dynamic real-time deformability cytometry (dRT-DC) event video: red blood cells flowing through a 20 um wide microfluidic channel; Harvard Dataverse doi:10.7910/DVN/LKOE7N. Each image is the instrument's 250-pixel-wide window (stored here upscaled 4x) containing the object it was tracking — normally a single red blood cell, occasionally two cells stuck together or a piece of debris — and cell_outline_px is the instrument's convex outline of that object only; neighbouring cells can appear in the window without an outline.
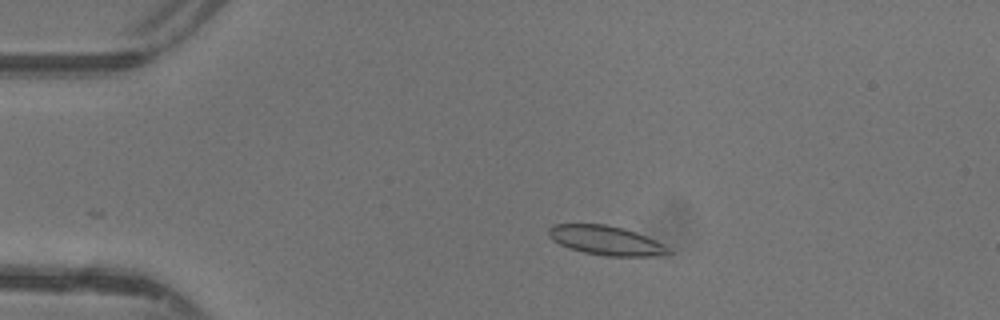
{"species": "common noctule bat (a hibernating species)", "species_latin": "Nyctalus noctula", "temperature_condition": "warm", "stored_images_in_passage": 36, "camera_frame_rate_fps": 3000, "um_per_image_px": 0.085, "animal": {"sex": "female"}, "frame": {"image": 1, "passage_image": 9, "time_ms": 2.667, "image_size_px": [1000, 320], "cell_outline_px": [[672, 252], [652, 256], [604, 256], [584, 252], [568, 248], [552, 240], [548, 236], [548, 228], [552, 224], [604, 224], [624, 228], [636, 232], [664, 244]], "centroid_in_image_um": [51.46, 20.43], "position_along_channel_um": 33.5, "area_um2": 20.4}}
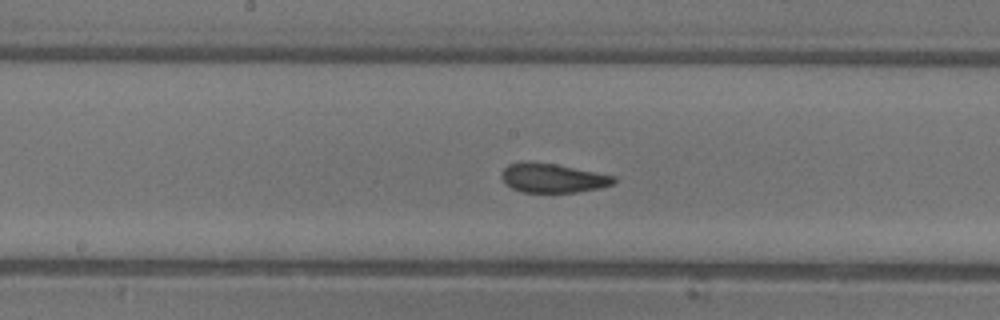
{"frame": {"image": 2, "passage_image": 24, "time_ms": 7.667, "image_size_px": [1000, 320], "cell_outline_px": [[616, 180], [612, 184], [600, 188], [576, 192], [520, 192], [512, 188], [500, 176], [504, 168], [508, 164], [524, 160], [556, 164], [616, 176]], "centroid_in_image_um": [46.96, 15.12], "position_along_channel_um": 201.2, "area_um2": 19.13}}
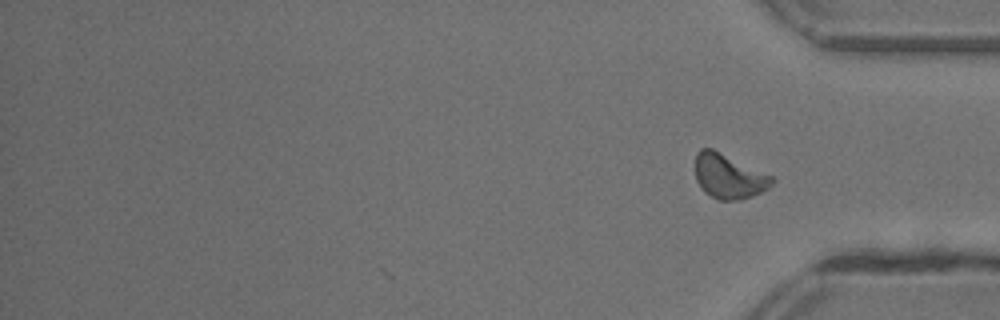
{"frame": {"image": 3, "passage_image": 36, "time_ms": 11.667, "image_size_px": [1000, 320], "cell_outline_px": [[776, 180], [768, 188], [752, 196], [740, 200], [720, 200], [704, 192], [700, 188], [696, 180], [696, 152], [700, 148], [712, 148], [776, 176]], "centroid_in_image_um": [61.98, 14.97], "position_along_channel_um": 373.2, "area_um2": 20.29}, "authors_computed_cell_mechanics": {"area_um2": 19.4786, "velocity_mm_per_s": 4.3603, "shape_relaxation_time_tau1_ms": 5.8306, "shape_relaxation_time_tau2_ms": 0.9113, "deformation_change_tau1": 0.1456, "deformation_change_tau2": 0.0407}}